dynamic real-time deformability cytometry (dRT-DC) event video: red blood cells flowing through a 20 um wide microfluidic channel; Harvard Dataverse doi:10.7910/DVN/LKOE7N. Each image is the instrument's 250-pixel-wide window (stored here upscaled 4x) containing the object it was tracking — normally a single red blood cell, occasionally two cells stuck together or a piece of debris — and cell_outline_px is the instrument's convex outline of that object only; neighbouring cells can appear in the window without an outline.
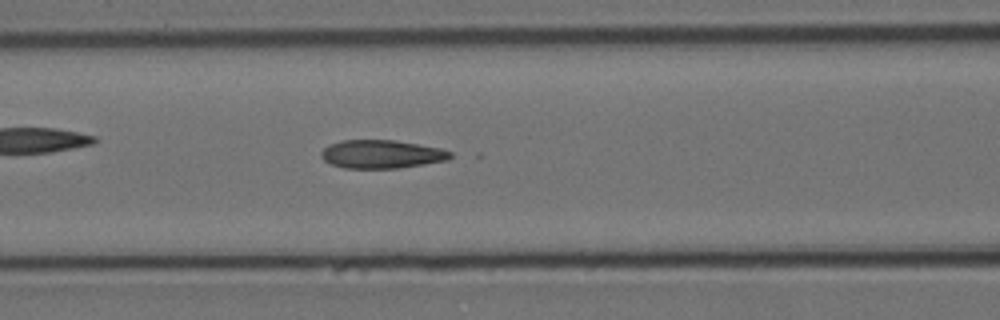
{"species": "Egyptian fruit bat (a non-hibernating species)", "species_latin": "Rousettus aegyptiacus", "temperature_condition": "cold", "stored_images_in_passage": 44, "camera_frame_rate_fps": 3000, "um_per_image_px": 0.085, "animal": {"sex": "female"}, "frame": {"image": 1, "passage_image": 21, "time_ms": 6.667, "image_size_px": [1000, 320], "cell_outline_px": [[452, 156], [448, 160], [400, 168], [344, 168], [332, 164], [324, 160], [320, 156], [320, 152], [328, 144], [340, 140], [396, 140], [440, 148], [452, 152]], "centroid_in_image_um": [32.42, 13.1], "position_along_channel_um": 134.2, "area_um2": 21.44}}
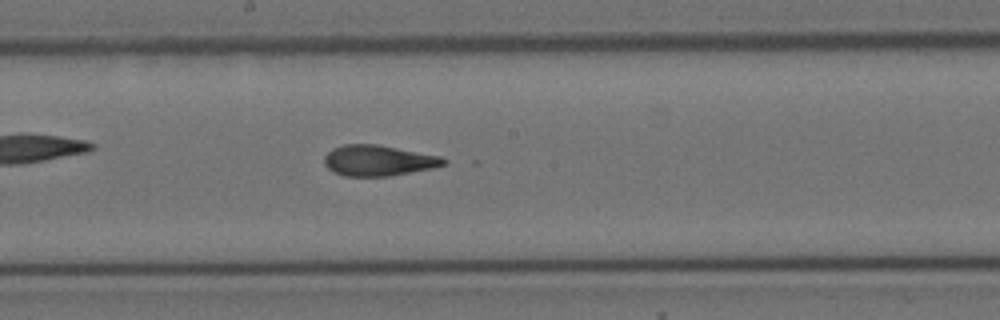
{"frame": {"image": 2, "passage_image": 28, "time_ms": 9.0, "image_size_px": [1000, 320], "cell_outline_px": [[448, 160], [444, 164], [432, 168], [388, 176], [344, 176], [332, 172], [324, 164], [324, 156], [332, 148], [344, 144], [376, 144], [440, 156]], "centroid_in_image_um": [32.11, 13.64], "position_along_channel_um": 216.1, "area_um2": 21.27}}
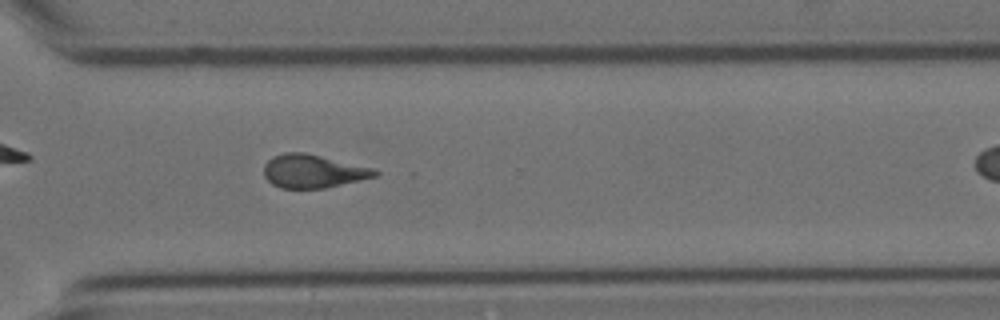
{"frame": {"image": 3, "passage_image": 39, "time_ms": 12.667, "image_size_px": [1000, 320], "cell_outline_px": [[380, 172], [376, 176], [360, 180], [324, 188], [280, 188], [272, 184], [264, 176], [264, 164], [272, 156], [284, 152], [304, 152], [376, 168]], "centroid_in_image_um": [26.61, 14.54], "position_along_channel_um": 344.0, "area_um2": 21.68}}